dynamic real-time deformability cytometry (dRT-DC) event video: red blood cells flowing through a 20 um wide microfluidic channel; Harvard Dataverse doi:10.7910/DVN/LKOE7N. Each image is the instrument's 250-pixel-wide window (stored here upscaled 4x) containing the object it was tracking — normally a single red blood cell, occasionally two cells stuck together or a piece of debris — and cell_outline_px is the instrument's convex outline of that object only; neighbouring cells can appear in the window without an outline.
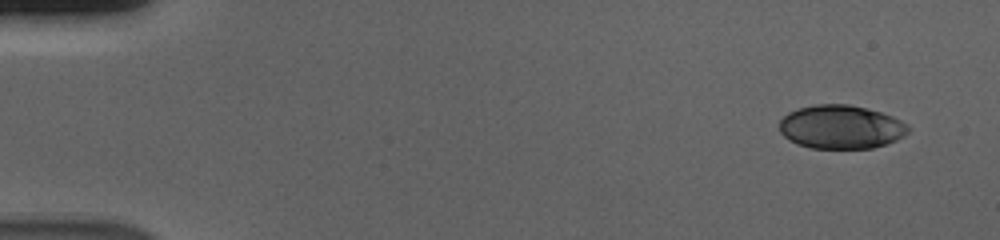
{"species": "human", "species_latin": "Homo sapiens", "temperature_condition": "cold", "stored_images_in_passage": 53, "camera_frame_rate_fps": 3000, "um_per_image_px": 0.085, "donor": {"sex": "male"}, "frame": {"image": 1, "passage_image": 1, "time_ms": 0.0, "image_size_px": [1000, 240], "cell_outline_px": [[908, 132], [904, 136], [896, 140], [872, 148], [812, 148], [796, 144], [788, 140], [780, 132], [780, 120], [788, 112], [800, 108], [816, 104], [848, 104], [868, 108], [892, 116], [908, 124]], "centroid_in_image_um": [71.47, 10.79], "position_along_channel_um": 13.5, "area_um2": 32.77}}
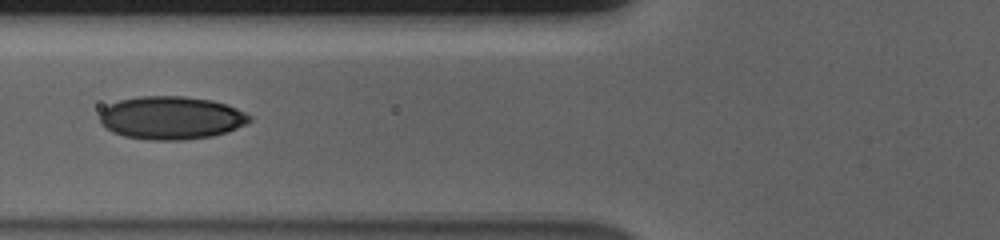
{"frame": {"image": 2, "passage_image": 20, "time_ms": 6.333, "image_size_px": [1000, 240], "cell_outline_px": [[252, 120], [228, 132], [212, 136], [184, 140], [148, 140], [124, 136], [112, 132], [100, 124], [100, 112], [104, 108], [120, 100], [140, 96], [184, 96], [212, 100], [228, 104], [252, 116]], "centroid_in_image_um": [14.56, 10.02], "position_along_channel_um": 111.2, "area_um2": 37.74}}
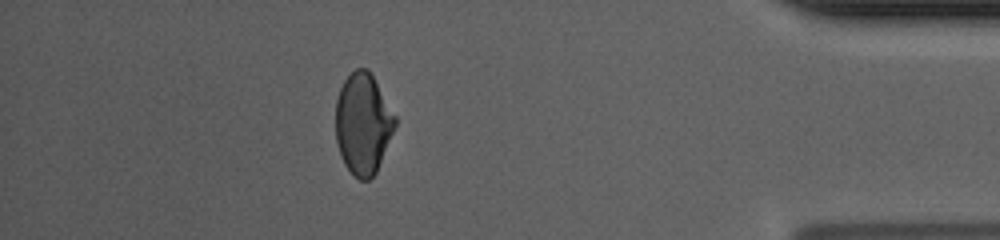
{"frame": {"image": 3, "passage_image": 47, "time_ms": 15.333, "image_size_px": [1000, 240], "cell_outline_px": [[396, 124], [376, 172], [368, 180], [360, 180], [344, 164], [336, 140], [336, 100], [340, 88], [344, 80], [356, 68], [368, 68], [396, 116]], "centroid_in_image_um": [30.85, 10.49], "position_along_channel_um": 404.4, "area_um2": 34.56}, "authors_computed_cell_mechanics": {"area_um2": 35.547, "velocity_mm_per_s": 3.7091, "shape_relaxation_time_tau1_ms": 5.9146, "shape_relaxation_time_tau2_ms": 1.8626, "deformation_change_tau1": 0.1305, "deformation_change_tau2": 0.0548}}